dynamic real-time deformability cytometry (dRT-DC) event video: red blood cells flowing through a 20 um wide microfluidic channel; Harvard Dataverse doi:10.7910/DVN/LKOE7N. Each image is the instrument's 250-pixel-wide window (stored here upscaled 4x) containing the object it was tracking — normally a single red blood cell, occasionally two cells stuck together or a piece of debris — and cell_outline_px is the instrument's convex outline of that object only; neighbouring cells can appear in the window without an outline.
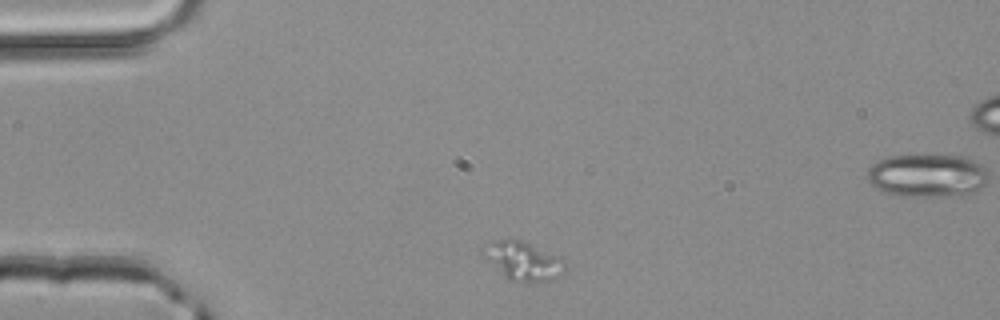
{"species": "common noctule bat (a hibernating species)", "species_latin": "Nyctalus noctula", "temperature_condition": "room temperature", "stored_images_in_passage": 4, "camera_frame_rate_fps": 3000, "um_per_image_px": 0.085, "animal": {"sex": "male", "body_mass_g": 20.4}, "frame": {"image": 1, "passage_image": 1, "time_ms": 0.0, "image_size_px": [1000, 320], "cell_outline_px": [[564, 272], [552, 280], [532, 284], [528, 284], [508, 280], [480, 256], [480, 248], [484, 244], [492, 240], [520, 240], [560, 256], [564, 260]], "centroid_in_image_um": [44.39, 22.21], "position_along_channel_um": 40.6, "area_um2": 19.07}}